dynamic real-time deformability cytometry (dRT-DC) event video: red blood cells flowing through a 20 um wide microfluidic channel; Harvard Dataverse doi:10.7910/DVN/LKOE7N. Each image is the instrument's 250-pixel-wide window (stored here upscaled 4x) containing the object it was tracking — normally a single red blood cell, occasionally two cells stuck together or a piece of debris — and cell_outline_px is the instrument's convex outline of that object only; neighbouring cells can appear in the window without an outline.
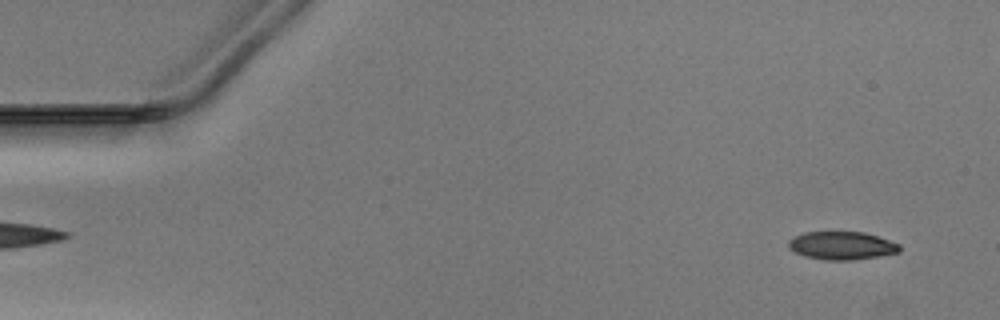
{"species": "Egyptian fruit bat (a non-hibernating species)", "species_latin": "Rousettus aegyptiacus", "temperature_condition": "warm", "stored_images_in_passage": 50, "camera_frame_rate_fps": 3000, "um_per_image_px": 0.085, "animal": {"sex": "male"}, "frame": {"image": 1, "passage_image": 3, "time_ms": 0.667, "image_size_px": [1000, 320], "cell_outline_px": [[900, 252], [852, 260], [824, 260], [804, 256], [788, 248], [788, 240], [804, 232], [864, 232], [900, 244]], "centroid_in_image_um": [71.53, 20.87], "position_along_channel_um": 13.5, "area_um2": 18.03}}
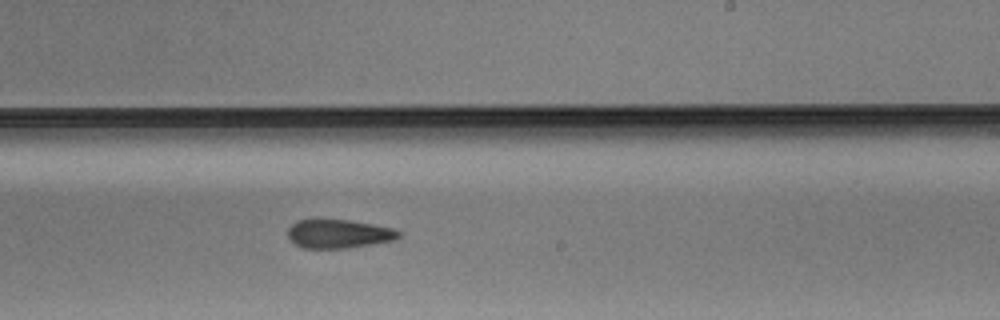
{"frame": {"image": 2, "passage_image": 30, "time_ms": 9.667, "image_size_px": [1000, 320], "cell_outline_px": [[400, 236], [396, 240], [376, 244], [348, 248], [304, 248], [296, 244], [288, 236], [288, 228], [296, 220], [316, 216], [348, 220], [372, 224], [392, 228], [400, 232]], "centroid_in_image_um": [28.76, 19.83], "position_along_channel_um": 260.2, "area_um2": 19.25}}
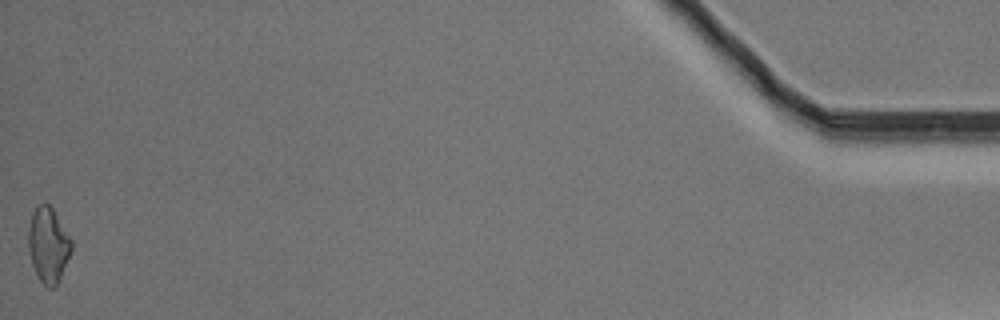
{"frame": {"image": 3, "passage_image": 50, "time_ms": 16.333, "image_size_px": [1000, 320], "cell_outline_px": [[72, 248], [60, 276], [56, 284], [52, 288], [48, 288], [40, 280], [32, 264], [28, 248], [28, 228], [32, 212], [36, 204], [44, 200], [52, 208], [72, 240]], "centroid_in_image_um": [4.07, 20.75], "position_along_channel_um": 431.1, "area_um2": 18.73}}